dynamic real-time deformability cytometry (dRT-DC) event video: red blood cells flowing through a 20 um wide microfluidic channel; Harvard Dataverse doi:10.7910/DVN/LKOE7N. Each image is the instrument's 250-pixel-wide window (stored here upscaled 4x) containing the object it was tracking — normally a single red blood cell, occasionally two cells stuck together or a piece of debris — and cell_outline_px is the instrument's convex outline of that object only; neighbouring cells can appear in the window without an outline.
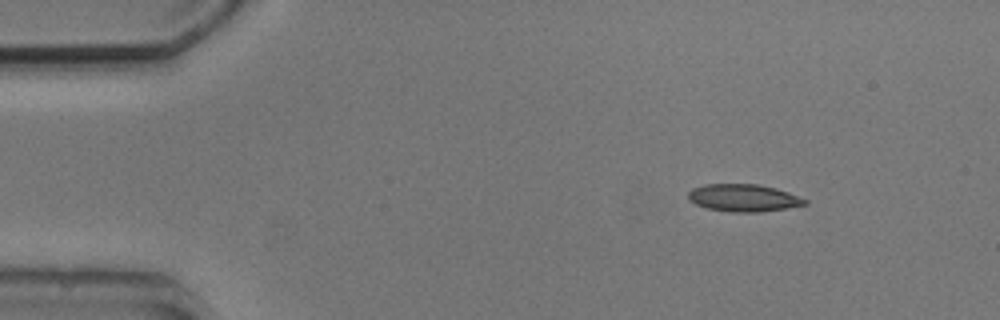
{"species": "common noctule bat (a hibernating species)", "species_latin": "Nyctalus noctula", "temperature_condition": "cold", "stored_images_in_passage": 4, "camera_frame_rate_fps": 3000, "um_per_image_px": 0.085, "animal": {"sex": "male", "body_mass_g": 20.5, "forearm_length_mm": 52.5}, "frame": {"image": 1, "passage_image": 1, "time_ms": 0.0, "image_size_px": [1000, 320], "cell_outline_px": [[808, 204], [760, 212], [732, 212], [708, 208], [696, 204], [688, 200], [688, 192], [692, 188], [704, 184], [756, 184], [776, 188], [788, 192], [808, 200]], "centroid_in_image_um": [63.18, 16.81], "position_along_channel_um": 21.8, "area_um2": 18.55}}